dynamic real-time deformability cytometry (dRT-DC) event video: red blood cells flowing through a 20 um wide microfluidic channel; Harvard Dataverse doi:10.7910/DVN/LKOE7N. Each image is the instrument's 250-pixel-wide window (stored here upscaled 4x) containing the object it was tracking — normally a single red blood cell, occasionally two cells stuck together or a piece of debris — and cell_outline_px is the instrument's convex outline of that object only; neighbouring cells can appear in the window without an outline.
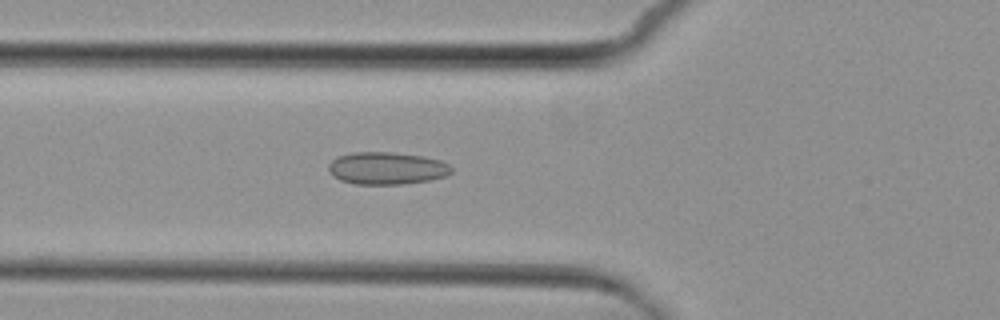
{"species": "common noctule bat (a hibernating species)", "species_latin": "Nyctalus noctula", "temperature_condition": "cold", "stored_images_in_passage": 4, "camera_frame_rate_fps": 3000, "um_per_image_px": 0.085, "animal": {"sex": "female", "body_mass_g": 29.2, "forearm_length_mm": 56.3}, "frame": {"image": 1, "passage_image": 4, "time_ms": 3.333, "image_size_px": [1000, 320], "cell_outline_px": [[452, 172], [444, 176], [428, 180], [400, 184], [356, 184], [340, 180], [332, 176], [328, 168], [328, 164], [336, 156], [352, 152], [392, 152], [424, 156], [440, 160], [448, 164], [452, 168]], "centroid_in_image_um": [32.84, 14.29], "position_along_channel_um": 93.0, "area_um2": 23.24}}